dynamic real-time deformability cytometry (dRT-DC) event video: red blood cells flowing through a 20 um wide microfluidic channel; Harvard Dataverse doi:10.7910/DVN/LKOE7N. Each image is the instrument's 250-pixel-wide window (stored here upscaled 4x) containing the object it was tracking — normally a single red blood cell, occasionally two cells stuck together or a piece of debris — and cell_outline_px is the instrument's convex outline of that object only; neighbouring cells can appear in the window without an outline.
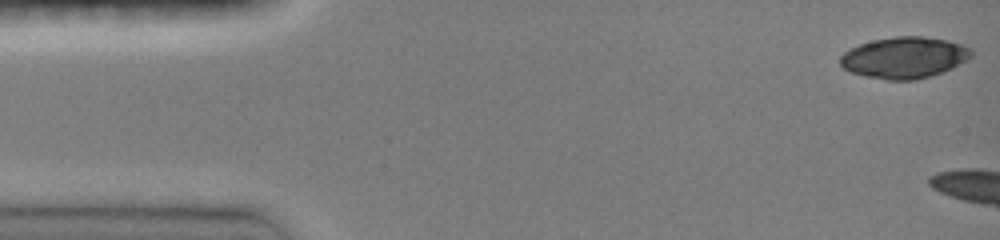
{"species": "common noctule bat (a hibernating species)", "species_latin": "Nyctalus noctula", "temperature_condition": "room temperature", "stored_images_in_passage": 4, "camera_frame_rate_fps": 3000, "um_per_image_px": 0.085, "animal": {"sex": "female", "body_mass_g": 19.0, "forearm_length_mm": 51.5}, "frame": {"image": 1, "passage_image": 1, "time_ms": 0.0, "image_size_px": [1000, 240], "cell_outline_px": [[972, 56], [952, 68], [916, 80], [884, 80], [864, 76], [852, 72], [844, 68], [840, 64], [840, 56], [844, 52], [860, 44], [872, 40], [896, 36], [920, 36], [948, 40], [972, 48]], "centroid_in_image_um": [76.85, 4.89], "position_along_channel_um": 8.1, "area_um2": 31.44}}